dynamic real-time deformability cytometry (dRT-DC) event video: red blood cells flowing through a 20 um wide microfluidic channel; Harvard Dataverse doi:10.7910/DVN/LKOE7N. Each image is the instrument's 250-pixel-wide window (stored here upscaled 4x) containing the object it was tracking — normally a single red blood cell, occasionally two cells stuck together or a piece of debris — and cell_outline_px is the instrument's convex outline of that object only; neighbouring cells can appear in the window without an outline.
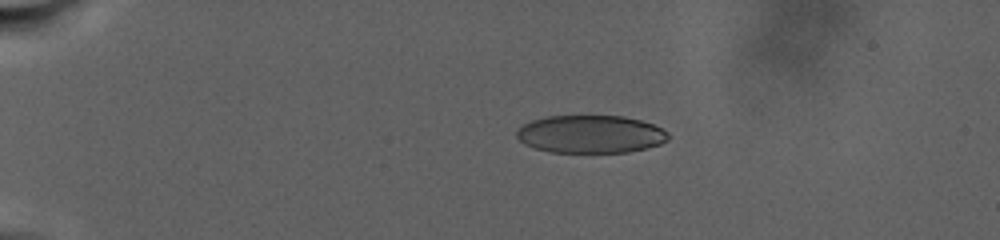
{"species": "human", "species_latin": "Homo sapiens", "temperature_condition": "warm", "stored_images_in_passage": 118, "camera_frame_rate_fps": 3000, "um_per_image_px": 0.085, "donor": {"sex": "male"}, "frame": {"image": 1, "passage_image": 28, "time_ms": 7.667, "image_size_px": [1000, 240], "cell_outline_px": [[668, 140], [660, 144], [628, 152], [548, 152], [524, 144], [516, 136], [516, 132], [524, 124], [532, 120], [548, 116], [624, 116], [640, 120], [652, 124], [668, 132]], "centroid_in_image_um": [50.19, 11.4], "position_along_channel_um": 34.8, "area_um2": 33.23}}
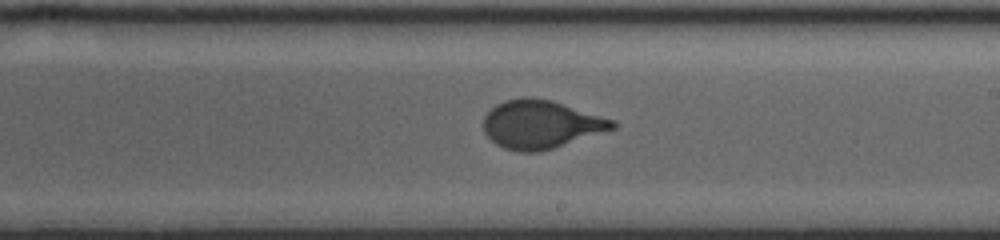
{"frame": {"image": 2, "passage_image": 80, "time_ms": 20.667, "image_size_px": [1000, 240], "cell_outline_px": [[616, 128], [540, 152], [520, 152], [504, 148], [496, 144], [484, 132], [484, 116], [496, 104], [504, 100], [524, 96], [532, 96], [552, 100], [616, 120]], "centroid_in_image_um": [45.97, 10.55], "position_along_channel_um": 243.0, "area_um2": 36.41}}
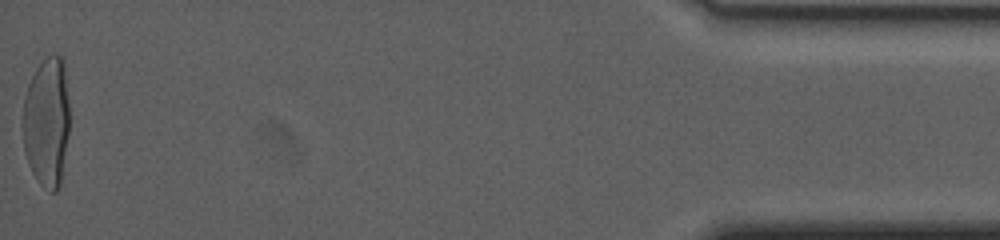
{"frame": {"image": 3, "passage_image": 118, "time_ms": 32.667, "image_size_px": [1000, 240], "cell_outline_px": [[68, 132], [60, 184], [56, 192], [52, 192], [40, 184], [32, 172], [28, 164], [24, 152], [24, 100], [28, 84], [36, 68], [48, 56], [60, 56], [64, 60], [68, 104]], "centroid_in_image_um": [3.97, 10.38], "position_along_channel_um": 431.2, "area_um2": 34.8}, "authors_computed_cell_mechanics": {"area_um2": 35.4892, "velocity_mm_per_s": 2.2319, "shape_relaxation_time_tau1_ms": 10.2756, "shape_relaxation_time_tau2_ms": null, "deformation_change_tau1": 0.2442, "deformation_change_tau2": null}}